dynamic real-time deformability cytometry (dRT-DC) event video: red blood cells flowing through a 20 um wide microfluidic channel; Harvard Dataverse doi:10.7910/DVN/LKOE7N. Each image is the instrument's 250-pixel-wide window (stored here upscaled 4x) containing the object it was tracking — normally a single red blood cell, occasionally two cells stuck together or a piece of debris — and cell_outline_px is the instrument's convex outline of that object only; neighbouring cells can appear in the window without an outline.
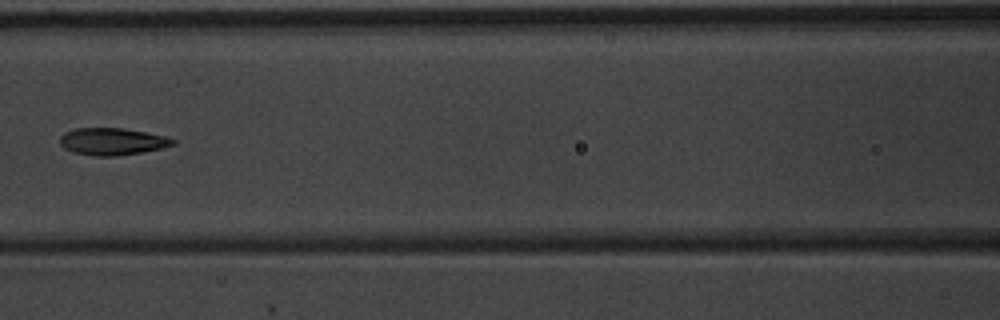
{"species": "common noctule bat (a hibernating species)", "species_latin": "Nyctalus noctula", "temperature_condition": "warm", "stored_images_in_passage": 8, "camera_frame_rate_fps": 3000, "um_per_image_px": 0.085, "animal": {"sex": "male", "body_mass_g": 20.1, "forearm_length_mm": 53.5}, "frame": {"image": 1, "passage_image": 8, "time_ms": 2.333, "image_size_px": [1000, 320], "cell_outline_px": [[176, 144], [160, 148], [140, 152], [116, 156], [96, 156], [76, 152], [64, 148], [60, 144], [60, 136], [64, 132], [76, 128], [124, 128], [168, 136], [176, 140]], "centroid_in_image_um": [9.56, 12.01], "position_along_channel_um": 157.0, "area_um2": 17.8}}